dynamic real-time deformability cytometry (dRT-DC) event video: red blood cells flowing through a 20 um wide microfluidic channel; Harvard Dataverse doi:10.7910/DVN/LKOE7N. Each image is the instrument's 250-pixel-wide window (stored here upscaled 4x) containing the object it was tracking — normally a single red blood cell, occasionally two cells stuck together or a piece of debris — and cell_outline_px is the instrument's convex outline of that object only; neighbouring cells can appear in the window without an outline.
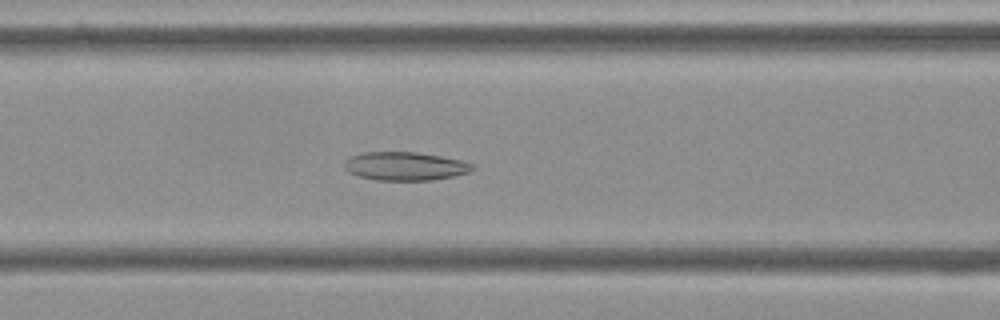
{"species": "Egyptian fruit bat (a non-hibernating species)", "species_latin": "Rousettus aegyptiacus", "temperature_condition": "cold", "stored_images_in_passage": 56, "camera_frame_rate_fps": 3000, "um_per_image_px": 0.085, "frame": {"image": 1, "passage_image": 23, "time_ms": 7.333, "image_size_px": [1000, 320], "cell_outline_px": [[476, 168], [468, 172], [452, 176], [432, 180], [376, 180], [360, 176], [348, 172], [344, 168], [344, 160], [352, 156], [364, 152], [416, 152], [440, 156], [460, 160], [472, 164]], "centroid_in_image_um": [34.41, 14.12], "position_along_channel_um": 132.2, "area_um2": 21.1}}
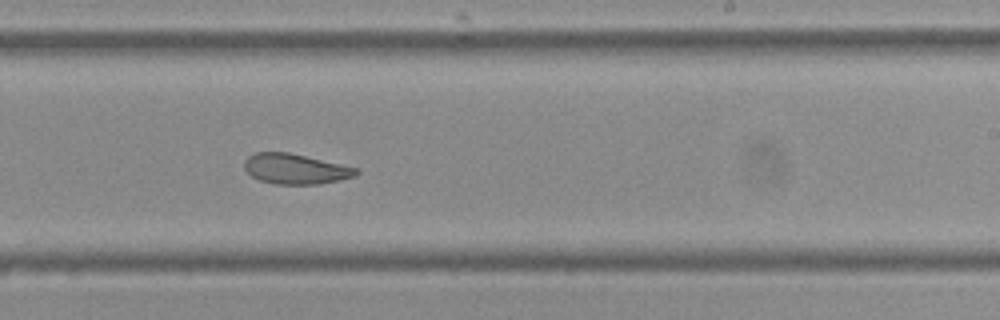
{"frame": {"image": 2, "passage_image": 34, "time_ms": 11.0, "image_size_px": [1000, 320], "cell_outline_px": [[360, 172], [356, 176], [340, 180], [320, 184], [272, 184], [260, 180], [252, 176], [244, 168], [244, 160], [248, 156], [256, 152], [288, 152], [340, 164], [356, 168]], "centroid_in_image_um": [25.1, 14.36], "position_along_channel_um": 263.9, "area_um2": 19.65}}
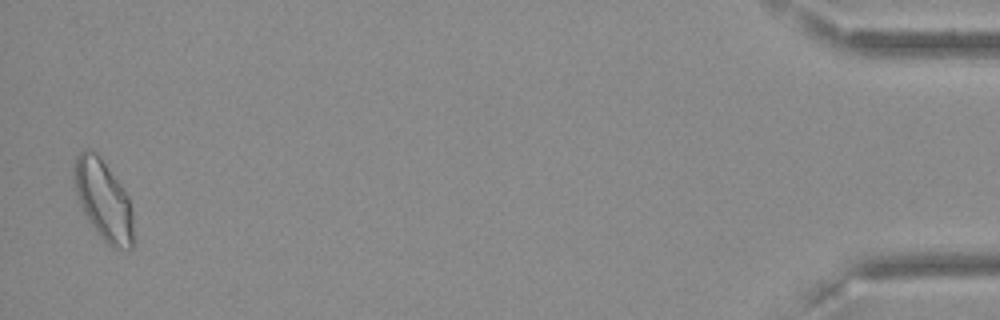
{"frame": {"image": 3, "passage_image": 55, "time_ms": 18.0, "image_size_px": [1000, 320], "cell_outline_px": [[132, 248], [112, 248], [96, 232], [88, 220], [80, 204], [76, 192], [76, 156], [80, 152], [88, 148], [96, 152], [120, 184], [128, 196], [132, 208]], "centroid_in_image_um": [8.81, 17.03], "position_along_channel_um": 426.4, "area_um2": 26.88}, "authors_computed_cell_mechanics": {"area_um2": 22.831, "velocity_mm_per_s": 3.5959, "shape_relaxation_time_tau1_ms": null, "shape_relaxation_time_tau2_ms": 2.5204, "deformation_change_tau1": null, "deformation_change_tau2": 0.0844}}